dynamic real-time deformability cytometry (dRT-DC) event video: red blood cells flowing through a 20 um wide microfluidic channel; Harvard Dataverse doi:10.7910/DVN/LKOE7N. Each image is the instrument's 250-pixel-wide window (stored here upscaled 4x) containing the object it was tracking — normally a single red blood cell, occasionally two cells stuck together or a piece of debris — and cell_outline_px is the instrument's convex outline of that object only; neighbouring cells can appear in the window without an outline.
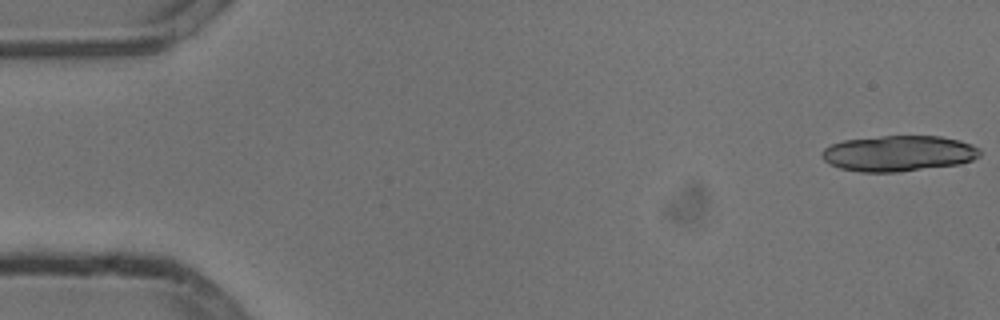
{"species": "common noctule bat (a hibernating species)", "species_latin": "Nyctalus noctula", "temperature_condition": "cold", "stored_images_in_passage": 19, "camera_frame_rate_fps": 3000, "um_per_image_px": 0.085, "animal": {"sex": "male", "body_mass_g": 13.3}, "frame": {"image": 1, "passage_image": 1, "time_ms": 0.0, "image_size_px": [1000, 320], "cell_outline_px": [[980, 156], [972, 160], [960, 164], [896, 172], [860, 172], [840, 168], [824, 160], [820, 156], [820, 152], [824, 148], [832, 144], [844, 140], [884, 136], [940, 136], [960, 140], [972, 144], [980, 148]], "centroid_in_image_um": [76.39, 13.04], "position_along_channel_um": 8.6, "area_um2": 33.0}}